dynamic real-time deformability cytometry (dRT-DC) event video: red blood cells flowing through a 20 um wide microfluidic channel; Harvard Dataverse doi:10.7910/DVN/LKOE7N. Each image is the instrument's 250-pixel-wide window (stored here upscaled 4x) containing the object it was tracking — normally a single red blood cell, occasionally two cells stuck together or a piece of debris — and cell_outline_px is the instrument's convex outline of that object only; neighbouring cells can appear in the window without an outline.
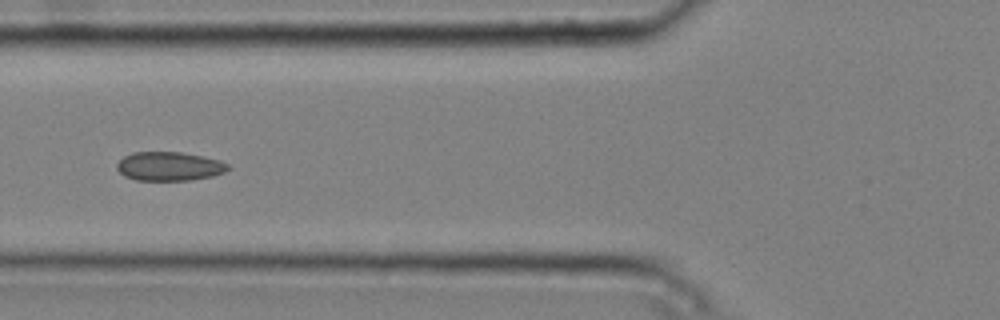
{"species": "common noctule bat (a hibernating species)", "species_latin": "Nyctalus noctula", "temperature_condition": "cold", "stored_images_in_passage": 7, "camera_frame_rate_fps": 3000, "um_per_image_px": 0.085, "animal": {"sex": "male", "body_mass_g": 20.4}, "frame": {"image": 1, "passage_image": 6, "time_ms": 1.667, "image_size_px": [1000, 320], "cell_outline_px": [[232, 168], [224, 172], [212, 176], [192, 180], [136, 180], [124, 176], [116, 168], [116, 164], [124, 156], [132, 152], [180, 152], [220, 160], [228, 164]], "centroid_in_image_um": [14.39, 14.14], "position_along_channel_um": 111.4, "area_um2": 18.73}}
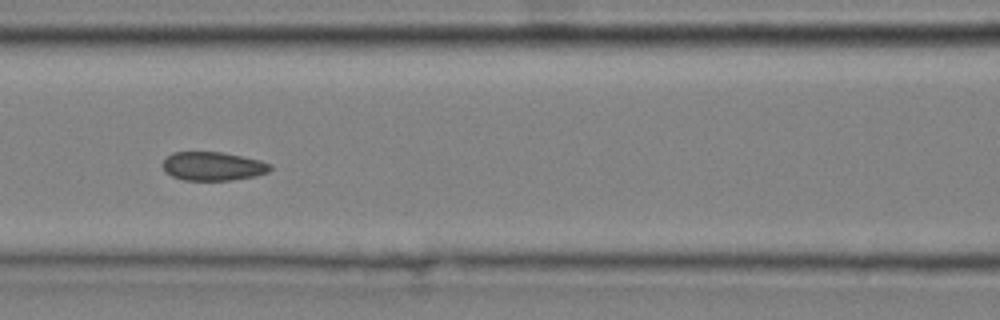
{"frame": {"image": 2, "passage_image": 7, "time_ms": 2.0, "image_size_px": [1000, 320], "cell_outline_px": [[272, 168], [268, 172], [252, 176], [228, 180], [184, 180], [172, 176], [164, 172], [164, 160], [172, 152], [220, 152], [260, 160], [272, 164]], "centroid_in_image_um": [18.09, 14.12], "position_along_channel_um": 148.5, "area_um2": 17.74}}